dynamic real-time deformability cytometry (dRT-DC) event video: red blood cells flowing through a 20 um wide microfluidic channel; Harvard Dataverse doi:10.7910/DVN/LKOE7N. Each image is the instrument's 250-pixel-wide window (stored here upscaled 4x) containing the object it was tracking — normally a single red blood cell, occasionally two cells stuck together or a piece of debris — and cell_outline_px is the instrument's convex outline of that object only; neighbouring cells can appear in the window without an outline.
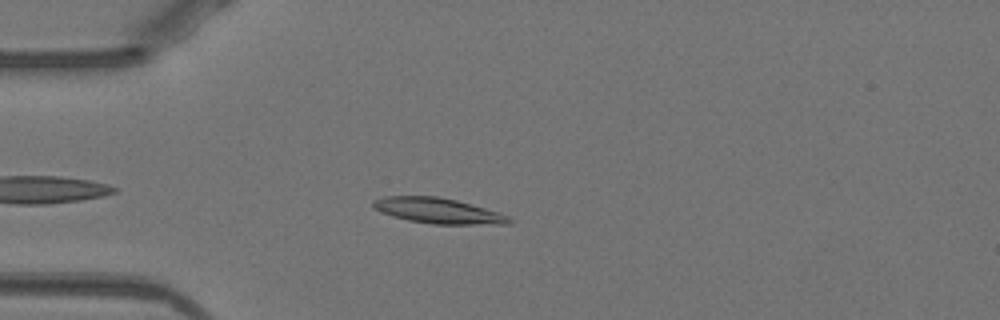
{"species": "Egyptian fruit bat (a non-hibernating species)", "species_latin": "Rousettus aegyptiacus", "temperature_condition": "warm", "stored_images_in_passage": 43, "camera_frame_rate_fps": 3000, "um_per_image_px": 0.085, "animal": {"sex": "female"}, "frame": {"image": 1, "passage_image": 5, "time_ms": 1.333, "image_size_px": [1000, 320], "cell_outline_px": [[512, 224], [432, 224], [408, 220], [380, 212], [372, 208], [372, 200], [384, 196], [436, 196], [456, 200], [500, 212], [508, 216], [512, 220]], "centroid_in_image_um": [37.22, 17.91], "position_along_channel_um": 47.8, "area_um2": 20.23}}
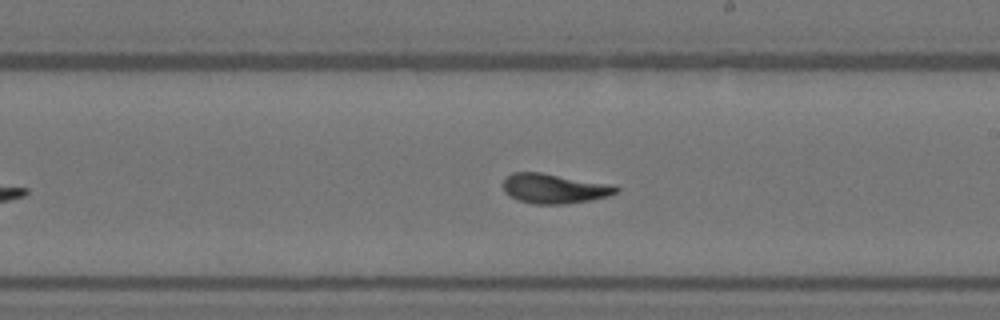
{"frame": {"image": 2, "passage_image": 21, "time_ms": 6.667, "image_size_px": [1000, 320], "cell_outline_px": [[620, 188], [616, 192], [608, 196], [588, 200], [564, 204], [532, 204], [520, 200], [504, 192], [504, 176], [512, 172], [540, 172], [616, 184]], "centroid_in_image_um": [47.14, 16.0], "position_along_channel_um": 241.9, "area_um2": 19.71}}
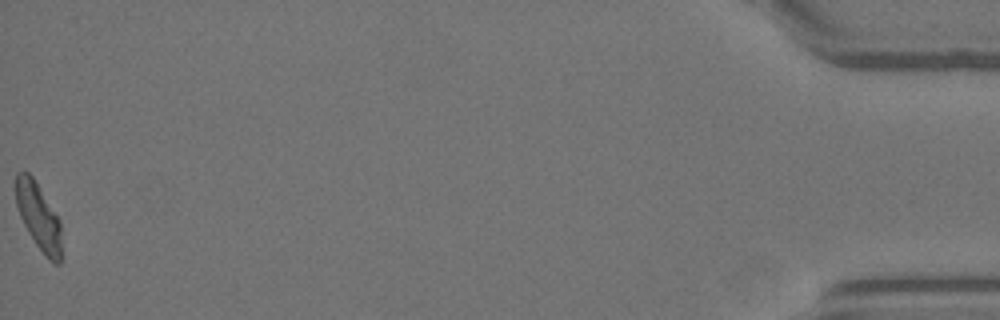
{"frame": {"image": 3, "passage_image": 43, "time_ms": 14.0, "image_size_px": [1000, 320], "cell_outline_px": [[60, 264], [56, 264], [48, 260], [36, 244], [28, 232], [20, 216], [16, 204], [16, 172], [28, 172], [32, 176], [60, 220]], "centroid_in_image_um": [3.26, 18.41], "position_along_channel_um": 431.9, "area_um2": 17.4}, "authors_computed_cell_mechanics": {"area_um2": 19.1318, "velocity_mm_per_s": 3.9304, "shape_relaxation_time_tau1_ms": 3.8984, "shape_relaxation_time_tau2_ms": 1.637, "deformation_change_tau1": 0.1721, "deformation_change_tau2": 0.0675}}